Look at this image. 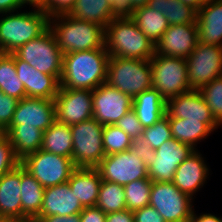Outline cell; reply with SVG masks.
Returning a JSON list of instances; mask_svg holds the SVG:
<instances>
[{"label": "cell", "instance_id": "4fadbf2b", "mask_svg": "<svg viewBox=\"0 0 222 222\" xmlns=\"http://www.w3.org/2000/svg\"><path fill=\"white\" fill-rule=\"evenodd\" d=\"M93 118L102 125H115L133 107V98L108 83H102L92 94Z\"/></svg>", "mask_w": 222, "mask_h": 222}, {"label": "cell", "instance_id": "1f68e13d", "mask_svg": "<svg viewBox=\"0 0 222 222\" xmlns=\"http://www.w3.org/2000/svg\"><path fill=\"white\" fill-rule=\"evenodd\" d=\"M131 19L154 44L157 43L170 25L162 13L151 9L147 5L135 9Z\"/></svg>", "mask_w": 222, "mask_h": 222}, {"label": "cell", "instance_id": "4dcf8cb0", "mask_svg": "<svg viewBox=\"0 0 222 222\" xmlns=\"http://www.w3.org/2000/svg\"><path fill=\"white\" fill-rule=\"evenodd\" d=\"M172 138L190 145L196 150V143L205 139L213 130L198 120L168 117Z\"/></svg>", "mask_w": 222, "mask_h": 222}, {"label": "cell", "instance_id": "484cf974", "mask_svg": "<svg viewBox=\"0 0 222 222\" xmlns=\"http://www.w3.org/2000/svg\"><path fill=\"white\" fill-rule=\"evenodd\" d=\"M20 187L22 222H30L40 213L45 188L22 166Z\"/></svg>", "mask_w": 222, "mask_h": 222}, {"label": "cell", "instance_id": "11a10c76", "mask_svg": "<svg viewBox=\"0 0 222 222\" xmlns=\"http://www.w3.org/2000/svg\"><path fill=\"white\" fill-rule=\"evenodd\" d=\"M0 222H20V221L0 218Z\"/></svg>", "mask_w": 222, "mask_h": 222}, {"label": "cell", "instance_id": "5bb4252c", "mask_svg": "<svg viewBox=\"0 0 222 222\" xmlns=\"http://www.w3.org/2000/svg\"><path fill=\"white\" fill-rule=\"evenodd\" d=\"M93 90L59 88L55 97L56 121L75 125L93 118Z\"/></svg>", "mask_w": 222, "mask_h": 222}, {"label": "cell", "instance_id": "44dd1931", "mask_svg": "<svg viewBox=\"0 0 222 222\" xmlns=\"http://www.w3.org/2000/svg\"><path fill=\"white\" fill-rule=\"evenodd\" d=\"M208 171L201 154L195 150L177 167L172 183L192 197L204 185Z\"/></svg>", "mask_w": 222, "mask_h": 222}, {"label": "cell", "instance_id": "30bf717a", "mask_svg": "<svg viewBox=\"0 0 222 222\" xmlns=\"http://www.w3.org/2000/svg\"><path fill=\"white\" fill-rule=\"evenodd\" d=\"M192 197L181 192L172 182L153 181L149 205L165 222H189L193 213Z\"/></svg>", "mask_w": 222, "mask_h": 222}, {"label": "cell", "instance_id": "ab89813d", "mask_svg": "<svg viewBox=\"0 0 222 222\" xmlns=\"http://www.w3.org/2000/svg\"><path fill=\"white\" fill-rule=\"evenodd\" d=\"M115 125L122 129L132 140L139 139L142 136L143 127L133 108L117 121Z\"/></svg>", "mask_w": 222, "mask_h": 222}, {"label": "cell", "instance_id": "db71d44e", "mask_svg": "<svg viewBox=\"0 0 222 222\" xmlns=\"http://www.w3.org/2000/svg\"><path fill=\"white\" fill-rule=\"evenodd\" d=\"M149 0H131L134 9L144 7L148 4Z\"/></svg>", "mask_w": 222, "mask_h": 222}, {"label": "cell", "instance_id": "3957f363", "mask_svg": "<svg viewBox=\"0 0 222 222\" xmlns=\"http://www.w3.org/2000/svg\"><path fill=\"white\" fill-rule=\"evenodd\" d=\"M105 48L110 57L150 60L155 44L131 18H114L105 27Z\"/></svg>", "mask_w": 222, "mask_h": 222}, {"label": "cell", "instance_id": "6da1fadb", "mask_svg": "<svg viewBox=\"0 0 222 222\" xmlns=\"http://www.w3.org/2000/svg\"><path fill=\"white\" fill-rule=\"evenodd\" d=\"M106 48L63 54L60 87L94 90L107 80Z\"/></svg>", "mask_w": 222, "mask_h": 222}, {"label": "cell", "instance_id": "d6986e66", "mask_svg": "<svg viewBox=\"0 0 222 222\" xmlns=\"http://www.w3.org/2000/svg\"><path fill=\"white\" fill-rule=\"evenodd\" d=\"M17 76L25 88L26 97L55 99L60 81L54 75H47L31 67L14 55Z\"/></svg>", "mask_w": 222, "mask_h": 222}, {"label": "cell", "instance_id": "ba28073f", "mask_svg": "<svg viewBox=\"0 0 222 222\" xmlns=\"http://www.w3.org/2000/svg\"><path fill=\"white\" fill-rule=\"evenodd\" d=\"M70 127L73 138L72 161L75 167L96 168L105 157L104 125L91 118Z\"/></svg>", "mask_w": 222, "mask_h": 222}, {"label": "cell", "instance_id": "ffe728a7", "mask_svg": "<svg viewBox=\"0 0 222 222\" xmlns=\"http://www.w3.org/2000/svg\"><path fill=\"white\" fill-rule=\"evenodd\" d=\"M83 209L80 200L65 182L45 188L42 207L37 216H68L80 214Z\"/></svg>", "mask_w": 222, "mask_h": 222}, {"label": "cell", "instance_id": "74e56055", "mask_svg": "<svg viewBox=\"0 0 222 222\" xmlns=\"http://www.w3.org/2000/svg\"><path fill=\"white\" fill-rule=\"evenodd\" d=\"M171 138V127L166 115L152 126L143 128L141 136V139L154 150L158 149L165 141Z\"/></svg>", "mask_w": 222, "mask_h": 222}, {"label": "cell", "instance_id": "d4e9b609", "mask_svg": "<svg viewBox=\"0 0 222 222\" xmlns=\"http://www.w3.org/2000/svg\"><path fill=\"white\" fill-rule=\"evenodd\" d=\"M133 110L143 128L152 126L166 114V100L156 89H148L133 98Z\"/></svg>", "mask_w": 222, "mask_h": 222}, {"label": "cell", "instance_id": "e575fe53", "mask_svg": "<svg viewBox=\"0 0 222 222\" xmlns=\"http://www.w3.org/2000/svg\"><path fill=\"white\" fill-rule=\"evenodd\" d=\"M152 183L151 179L143 178L124 185L127 210L134 212L149 205Z\"/></svg>", "mask_w": 222, "mask_h": 222}, {"label": "cell", "instance_id": "d590c367", "mask_svg": "<svg viewBox=\"0 0 222 222\" xmlns=\"http://www.w3.org/2000/svg\"><path fill=\"white\" fill-rule=\"evenodd\" d=\"M132 139L116 125H104L103 149L105 155H110L131 149Z\"/></svg>", "mask_w": 222, "mask_h": 222}, {"label": "cell", "instance_id": "f6af8a7d", "mask_svg": "<svg viewBox=\"0 0 222 222\" xmlns=\"http://www.w3.org/2000/svg\"><path fill=\"white\" fill-rule=\"evenodd\" d=\"M134 213V222H165L162 215L152 206L147 205Z\"/></svg>", "mask_w": 222, "mask_h": 222}, {"label": "cell", "instance_id": "7c38bea8", "mask_svg": "<svg viewBox=\"0 0 222 222\" xmlns=\"http://www.w3.org/2000/svg\"><path fill=\"white\" fill-rule=\"evenodd\" d=\"M101 179L122 186L148 177V167L131 150L105 155L96 167Z\"/></svg>", "mask_w": 222, "mask_h": 222}, {"label": "cell", "instance_id": "4316f807", "mask_svg": "<svg viewBox=\"0 0 222 222\" xmlns=\"http://www.w3.org/2000/svg\"><path fill=\"white\" fill-rule=\"evenodd\" d=\"M4 133L12 144L15 156L21 161L25 156L41 149L43 131L33 127H7Z\"/></svg>", "mask_w": 222, "mask_h": 222}, {"label": "cell", "instance_id": "7a4b0ae2", "mask_svg": "<svg viewBox=\"0 0 222 222\" xmlns=\"http://www.w3.org/2000/svg\"><path fill=\"white\" fill-rule=\"evenodd\" d=\"M49 29L63 54L105 47V28L93 22L59 14L49 17Z\"/></svg>", "mask_w": 222, "mask_h": 222}, {"label": "cell", "instance_id": "816d5d0a", "mask_svg": "<svg viewBox=\"0 0 222 222\" xmlns=\"http://www.w3.org/2000/svg\"><path fill=\"white\" fill-rule=\"evenodd\" d=\"M184 4H189L199 10L206 2L204 0H181Z\"/></svg>", "mask_w": 222, "mask_h": 222}, {"label": "cell", "instance_id": "603a6c76", "mask_svg": "<svg viewBox=\"0 0 222 222\" xmlns=\"http://www.w3.org/2000/svg\"><path fill=\"white\" fill-rule=\"evenodd\" d=\"M198 42L222 47V0L206 2L197 11Z\"/></svg>", "mask_w": 222, "mask_h": 222}, {"label": "cell", "instance_id": "f1b7e54d", "mask_svg": "<svg viewBox=\"0 0 222 222\" xmlns=\"http://www.w3.org/2000/svg\"><path fill=\"white\" fill-rule=\"evenodd\" d=\"M68 15L75 19L96 23L104 28L114 19L111 5L107 0H76Z\"/></svg>", "mask_w": 222, "mask_h": 222}, {"label": "cell", "instance_id": "7402d4cb", "mask_svg": "<svg viewBox=\"0 0 222 222\" xmlns=\"http://www.w3.org/2000/svg\"><path fill=\"white\" fill-rule=\"evenodd\" d=\"M21 165L0 177V218L22 222Z\"/></svg>", "mask_w": 222, "mask_h": 222}, {"label": "cell", "instance_id": "277c9868", "mask_svg": "<svg viewBox=\"0 0 222 222\" xmlns=\"http://www.w3.org/2000/svg\"><path fill=\"white\" fill-rule=\"evenodd\" d=\"M9 12L0 19V53H12L49 28V16L40 8L32 12Z\"/></svg>", "mask_w": 222, "mask_h": 222}, {"label": "cell", "instance_id": "f5cc1de1", "mask_svg": "<svg viewBox=\"0 0 222 222\" xmlns=\"http://www.w3.org/2000/svg\"><path fill=\"white\" fill-rule=\"evenodd\" d=\"M21 1L24 5L29 3V5H32L36 9L40 8L45 3L46 0H21Z\"/></svg>", "mask_w": 222, "mask_h": 222}, {"label": "cell", "instance_id": "b9f144b4", "mask_svg": "<svg viewBox=\"0 0 222 222\" xmlns=\"http://www.w3.org/2000/svg\"><path fill=\"white\" fill-rule=\"evenodd\" d=\"M76 0H46L40 9L49 17L68 14L74 7Z\"/></svg>", "mask_w": 222, "mask_h": 222}, {"label": "cell", "instance_id": "9a60e30c", "mask_svg": "<svg viewBox=\"0 0 222 222\" xmlns=\"http://www.w3.org/2000/svg\"><path fill=\"white\" fill-rule=\"evenodd\" d=\"M195 149L174 138L165 141L155 150V161L148 166V177L156 182H172L177 167Z\"/></svg>", "mask_w": 222, "mask_h": 222}, {"label": "cell", "instance_id": "f907efd6", "mask_svg": "<svg viewBox=\"0 0 222 222\" xmlns=\"http://www.w3.org/2000/svg\"><path fill=\"white\" fill-rule=\"evenodd\" d=\"M189 222H222V218L216 217L215 215L209 213L197 216L193 210Z\"/></svg>", "mask_w": 222, "mask_h": 222}, {"label": "cell", "instance_id": "7bdbcfd3", "mask_svg": "<svg viewBox=\"0 0 222 222\" xmlns=\"http://www.w3.org/2000/svg\"><path fill=\"white\" fill-rule=\"evenodd\" d=\"M131 150L142 159L147 167L155 161V150L141 138L132 141Z\"/></svg>", "mask_w": 222, "mask_h": 222}, {"label": "cell", "instance_id": "cb8c5ba5", "mask_svg": "<svg viewBox=\"0 0 222 222\" xmlns=\"http://www.w3.org/2000/svg\"><path fill=\"white\" fill-rule=\"evenodd\" d=\"M102 179L97 168L76 167L68 180L83 208L96 205Z\"/></svg>", "mask_w": 222, "mask_h": 222}, {"label": "cell", "instance_id": "83f0119b", "mask_svg": "<svg viewBox=\"0 0 222 222\" xmlns=\"http://www.w3.org/2000/svg\"><path fill=\"white\" fill-rule=\"evenodd\" d=\"M41 149L56 155L72 158L73 138L71 127L55 121L43 132Z\"/></svg>", "mask_w": 222, "mask_h": 222}, {"label": "cell", "instance_id": "bcb514c9", "mask_svg": "<svg viewBox=\"0 0 222 222\" xmlns=\"http://www.w3.org/2000/svg\"><path fill=\"white\" fill-rule=\"evenodd\" d=\"M80 222H106V213L96 206L86 207L80 212Z\"/></svg>", "mask_w": 222, "mask_h": 222}, {"label": "cell", "instance_id": "8992f818", "mask_svg": "<svg viewBox=\"0 0 222 222\" xmlns=\"http://www.w3.org/2000/svg\"><path fill=\"white\" fill-rule=\"evenodd\" d=\"M12 53L39 72L54 75L60 81L63 53L49 28L39 37L21 45Z\"/></svg>", "mask_w": 222, "mask_h": 222}, {"label": "cell", "instance_id": "9c48e42d", "mask_svg": "<svg viewBox=\"0 0 222 222\" xmlns=\"http://www.w3.org/2000/svg\"><path fill=\"white\" fill-rule=\"evenodd\" d=\"M20 165L44 188L68 182L76 168L72 158L46 152L42 149L25 156Z\"/></svg>", "mask_w": 222, "mask_h": 222}, {"label": "cell", "instance_id": "c3c4849f", "mask_svg": "<svg viewBox=\"0 0 222 222\" xmlns=\"http://www.w3.org/2000/svg\"><path fill=\"white\" fill-rule=\"evenodd\" d=\"M106 222H134V213L124 209L106 214Z\"/></svg>", "mask_w": 222, "mask_h": 222}, {"label": "cell", "instance_id": "d6a6232c", "mask_svg": "<svg viewBox=\"0 0 222 222\" xmlns=\"http://www.w3.org/2000/svg\"><path fill=\"white\" fill-rule=\"evenodd\" d=\"M0 90L19 101L26 97L24 85L17 76L13 53H0Z\"/></svg>", "mask_w": 222, "mask_h": 222}, {"label": "cell", "instance_id": "f35d334b", "mask_svg": "<svg viewBox=\"0 0 222 222\" xmlns=\"http://www.w3.org/2000/svg\"><path fill=\"white\" fill-rule=\"evenodd\" d=\"M20 164V160L15 156L9 138L0 133V177L14 170Z\"/></svg>", "mask_w": 222, "mask_h": 222}, {"label": "cell", "instance_id": "5b68a950", "mask_svg": "<svg viewBox=\"0 0 222 222\" xmlns=\"http://www.w3.org/2000/svg\"><path fill=\"white\" fill-rule=\"evenodd\" d=\"M106 83L134 98L152 88L151 62L150 60L109 57Z\"/></svg>", "mask_w": 222, "mask_h": 222}, {"label": "cell", "instance_id": "60d3db41", "mask_svg": "<svg viewBox=\"0 0 222 222\" xmlns=\"http://www.w3.org/2000/svg\"><path fill=\"white\" fill-rule=\"evenodd\" d=\"M18 102V99L8 96L0 90V133L11 124Z\"/></svg>", "mask_w": 222, "mask_h": 222}, {"label": "cell", "instance_id": "836d02e7", "mask_svg": "<svg viewBox=\"0 0 222 222\" xmlns=\"http://www.w3.org/2000/svg\"><path fill=\"white\" fill-rule=\"evenodd\" d=\"M95 206L106 214L127 209L124 186L102 180Z\"/></svg>", "mask_w": 222, "mask_h": 222}, {"label": "cell", "instance_id": "52a82bcc", "mask_svg": "<svg viewBox=\"0 0 222 222\" xmlns=\"http://www.w3.org/2000/svg\"><path fill=\"white\" fill-rule=\"evenodd\" d=\"M150 62L152 88L156 89L164 100L192 90L187 78L186 59L155 53Z\"/></svg>", "mask_w": 222, "mask_h": 222}, {"label": "cell", "instance_id": "ac0fdd59", "mask_svg": "<svg viewBox=\"0 0 222 222\" xmlns=\"http://www.w3.org/2000/svg\"><path fill=\"white\" fill-rule=\"evenodd\" d=\"M198 43L197 24L169 25L155 44V53L187 59Z\"/></svg>", "mask_w": 222, "mask_h": 222}, {"label": "cell", "instance_id": "e0dca14e", "mask_svg": "<svg viewBox=\"0 0 222 222\" xmlns=\"http://www.w3.org/2000/svg\"><path fill=\"white\" fill-rule=\"evenodd\" d=\"M165 115L167 117L198 120L206 123L212 130L220 126L198 90H190L166 100Z\"/></svg>", "mask_w": 222, "mask_h": 222}, {"label": "cell", "instance_id": "ee69618b", "mask_svg": "<svg viewBox=\"0 0 222 222\" xmlns=\"http://www.w3.org/2000/svg\"><path fill=\"white\" fill-rule=\"evenodd\" d=\"M111 5L113 18H131L135 11L131 0H107Z\"/></svg>", "mask_w": 222, "mask_h": 222}, {"label": "cell", "instance_id": "8fae6325", "mask_svg": "<svg viewBox=\"0 0 222 222\" xmlns=\"http://www.w3.org/2000/svg\"><path fill=\"white\" fill-rule=\"evenodd\" d=\"M187 60V78L192 90H199L222 76V47L198 42Z\"/></svg>", "mask_w": 222, "mask_h": 222}, {"label": "cell", "instance_id": "8d00e7d4", "mask_svg": "<svg viewBox=\"0 0 222 222\" xmlns=\"http://www.w3.org/2000/svg\"><path fill=\"white\" fill-rule=\"evenodd\" d=\"M199 93L207 103L215 120L222 124V76L212 79L200 88Z\"/></svg>", "mask_w": 222, "mask_h": 222}, {"label": "cell", "instance_id": "681fc988", "mask_svg": "<svg viewBox=\"0 0 222 222\" xmlns=\"http://www.w3.org/2000/svg\"><path fill=\"white\" fill-rule=\"evenodd\" d=\"M24 4L21 0H0V14H7L22 8Z\"/></svg>", "mask_w": 222, "mask_h": 222}, {"label": "cell", "instance_id": "2e32d148", "mask_svg": "<svg viewBox=\"0 0 222 222\" xmlns=\"http://www.w3.org/2000/svg\"><path fill=\"white\" fill-rule=\"evenodd\" d=\"M56 121L55 99L22 98L8 127H33L43 132Z\"/></svg>", "mask_w": 222, "mask_h": 222}, {"label": "cell", "instance_id": "f546056e", "mask_svg": "<svg viewBox=\"0 0 222 222\" xmlns=\"http://www.w3.org/2000/svg\"><path fill=\"white\" fill-rule=\"evenodd\" d=\"M147 6L162 13L170 25L196 24L198 10L181 0H149Z\"/></svg>", "mask_w": 222, "mask_h": 222}, {"label": "cell", "instance_id": "7dc6e473", "mask_svg": "<svg viewBox=\"0 0 222 222\" xmlns=\"http://www.w3.org/2000/svg\"><path fill=\"white\" fill-rule=\"evenodd\" d=\"M33 222H80V214L68 215V216H36Z\"/></svg>", "mask_w": 222, "mask_h": 222}]
</instances>
